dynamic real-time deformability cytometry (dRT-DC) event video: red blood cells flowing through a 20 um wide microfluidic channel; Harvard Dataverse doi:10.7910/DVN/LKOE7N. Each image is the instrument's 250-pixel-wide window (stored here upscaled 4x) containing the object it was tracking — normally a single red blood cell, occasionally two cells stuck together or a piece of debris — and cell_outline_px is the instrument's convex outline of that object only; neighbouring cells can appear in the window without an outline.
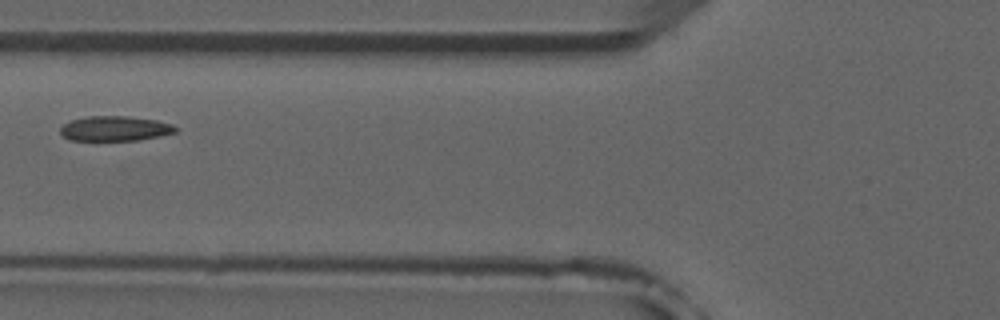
{"species": "common noctule bat (a hibernating species)", "species_latin": "Nyctalus noctula", "temperature_condition": "room temperature", "stored_images_in_passage": 6, "camera_frame_rate_fps": 3000, "um_per_image_px": 0.085, "animal": {"sex": "male", "forearm_length_mm": 52.5}, "frame": {"image": 1, "passage_image": 5, "time_ms": 4.667, "image_size_px": [1000, 320], "cell_outline_px": [[176, 132], [140, 140], [68, 140], [60, 132], [60, 128], [64, 124], [72, 120], [88, 116], [128, 116], [156, 120], [172, 124], [176, 128]], "centroid_in_image_um": [9.76, 10.92], "position_along_channel_um": 116.0, "area_um2": 16.59}}
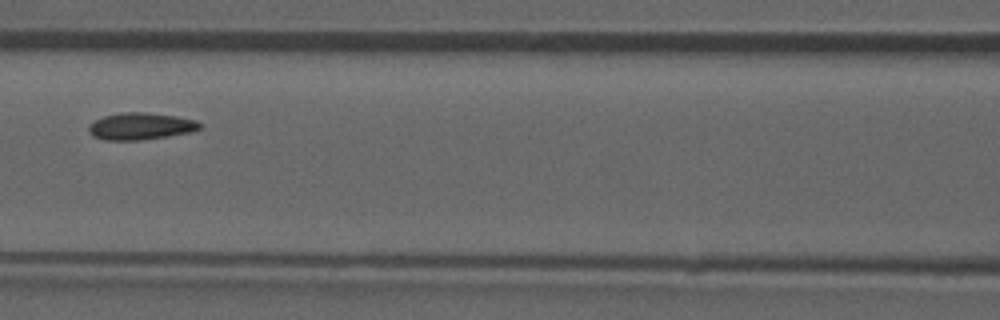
{"frame": {"image": 2, "passage_image": 6, "time_ms": 5.667, "image_size_px": [1000, 320], "cell_outline_px": [[200, 128], [192, 132], [168, 136], [140, 140], [104, 140], [92, 136], [88, 132], [88, 124], [104, 116], [120, 112], [144, 112], [176, 116], [196, 120], [200, 124]], "centroid_in_image_um": [11.92, 10.73], "position_along_channel_um": 154.7, "area_um2": 17.51}}